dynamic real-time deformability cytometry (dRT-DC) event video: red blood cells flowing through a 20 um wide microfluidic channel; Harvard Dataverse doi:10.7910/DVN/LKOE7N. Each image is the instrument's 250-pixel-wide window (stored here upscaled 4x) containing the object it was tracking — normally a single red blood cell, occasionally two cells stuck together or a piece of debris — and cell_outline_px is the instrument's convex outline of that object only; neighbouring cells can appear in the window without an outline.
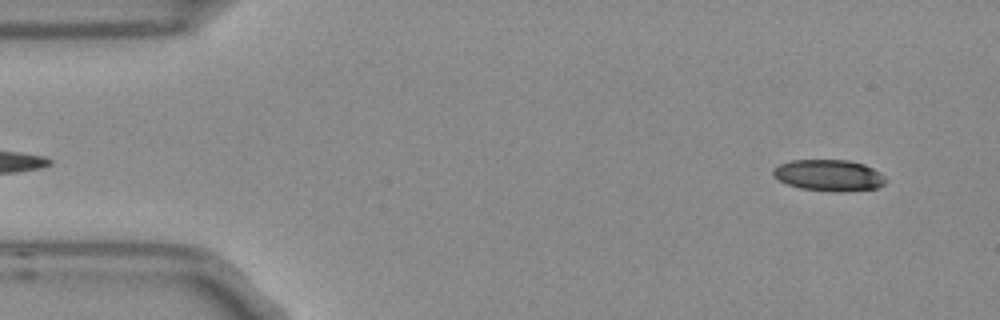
{"species": "Egyptian fruit bat (a non-hibernating species)", "species_latin": "Rousettus aegyptiacus", "temperature_condition": "room temperature", "stored_images_in_passage": 5, "camera_frame_rate_fps": 3000, "um_per_image_px": 0.085, "frame": {"image": 1, "passage_image": 5, "time_ms": 1.333, "image_size_px": [1000, 320], "cell_outline_px": [[888, 180], [884, 184], [876, 188], [844, 192], [832, 192], [800, 188], [788, 184], [772, 176], [772, 168], [780, 164], [792, 160], [848, 160], [864, 164], [880, 172]], "centroid_in_image_um": [70.46, 14.91], "position_along_channel_um": 14.5, "area_um2": 20.75}}